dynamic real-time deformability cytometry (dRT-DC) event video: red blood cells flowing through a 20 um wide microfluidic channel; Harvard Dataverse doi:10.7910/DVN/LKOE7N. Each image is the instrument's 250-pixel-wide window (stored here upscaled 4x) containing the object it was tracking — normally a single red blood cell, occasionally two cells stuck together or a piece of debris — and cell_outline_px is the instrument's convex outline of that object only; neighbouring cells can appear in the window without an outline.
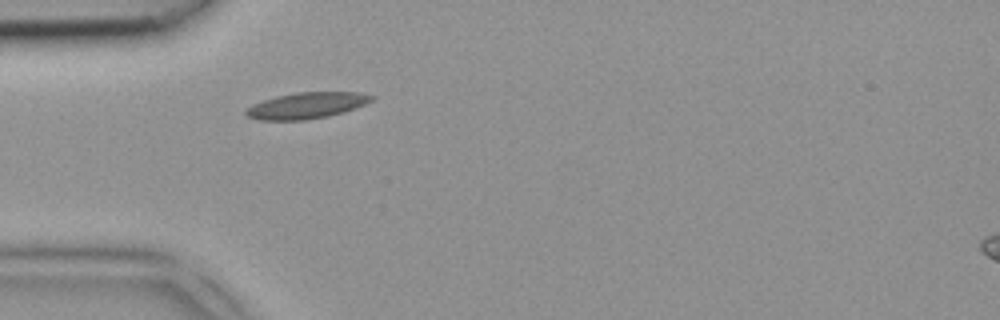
{"species": "common noctule bat (a hibernating species)", "species_latin": "Nyctalus noctula", "temperature_condition": "room temperature", "stored_images_in_passage": 1, "camera_frame_rate_fps": 3000, "um_per_image_px": 0.085, "animal": {"sex": "female", "body_mass_g": 18.4}, "frame": {"image": 1, "passage_image": 1, "time_ms": 0.0, "image_size_px": [1000, 320], "cell_outline_px": [[376, 96], [372, 100], [356, 108], [344, 112], [328, 116], [304, 120], [260, 120], [248, 116], [244, 112], [252, 104], [276, 96], [296, 92], [360, 92]], "centroid_in_image_um": [26.08, 8.96], "position_along_channel_um": 58.9, "area_um2": 19.13}}